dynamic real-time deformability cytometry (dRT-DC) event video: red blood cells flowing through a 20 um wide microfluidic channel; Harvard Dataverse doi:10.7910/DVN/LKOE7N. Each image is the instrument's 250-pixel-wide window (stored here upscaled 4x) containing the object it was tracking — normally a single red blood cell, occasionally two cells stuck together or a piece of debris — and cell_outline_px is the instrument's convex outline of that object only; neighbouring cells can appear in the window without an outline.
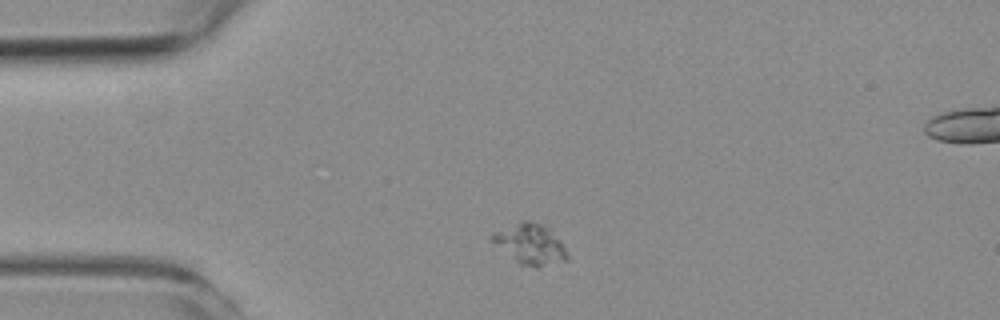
{"species": "common noctule bat (a hibernating species)", "species_latin": "Nyctalus noctula", "temperature_condition": "room temperature", "stored_images_in_passage": 3, "camera_frame_rate_fps": 3000, "um_per_image_px": 0.085, "animal": {"sex": "female", "body_mass_g": 19.3, "forearm_length_mm": 54.1}, "frame": {"image": 1, "passage_image": 1, "time_ms": 0.0, "image_size_px": [1000, 320], "cell_outline_px": [[568, 260], [536, 268], [520, 264], [488, 240], [488, 236], [520, 220], [528, 220], [552, 228], [560, 240], [568, 256]], "centroid_in_image_um": [45.06, 20.74], "position_along_channel_um": 39.9, "area_um2": 17.92}}